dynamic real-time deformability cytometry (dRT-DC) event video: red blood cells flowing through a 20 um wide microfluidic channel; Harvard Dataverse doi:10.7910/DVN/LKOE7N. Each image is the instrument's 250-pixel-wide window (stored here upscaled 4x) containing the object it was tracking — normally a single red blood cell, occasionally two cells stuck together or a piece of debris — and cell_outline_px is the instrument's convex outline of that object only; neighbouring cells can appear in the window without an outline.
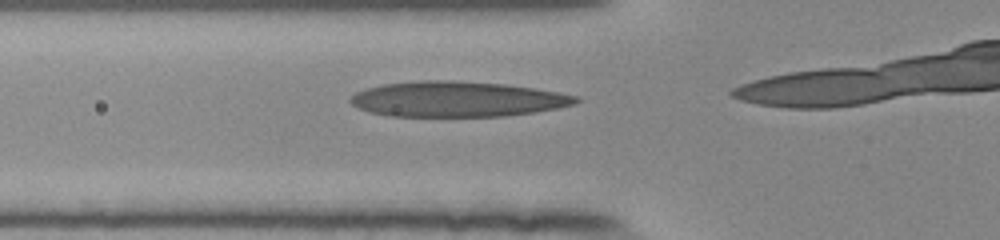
{"species": "human", "species_latin": "Homo sapiens", "temperature_condition": "room temperature", "stored_images_in_passage": 12, "camera_frame_rate_fps": 3000, "um_per_image_px": 0.085, "donor": {"sex": "female"}, "frame": {"image": 1, "passage_image": 8, "time_ms": 2.333, "image_size_px": [1000, 240], "cell_outline_px": [[580, 100], [576, 104], [556, 108], [532, 112], [504, 116], [388, 116], [356, 108], [348, 100], [356, 92], [364, 88], [384, 84], [424, 80], [452, 80], [504, 84], [532, 88], [580, 96]], "centroid_in_image_um": [38.83, 8.42], "position_along_channel_um": 87.0, "area_um2": 46.36}}
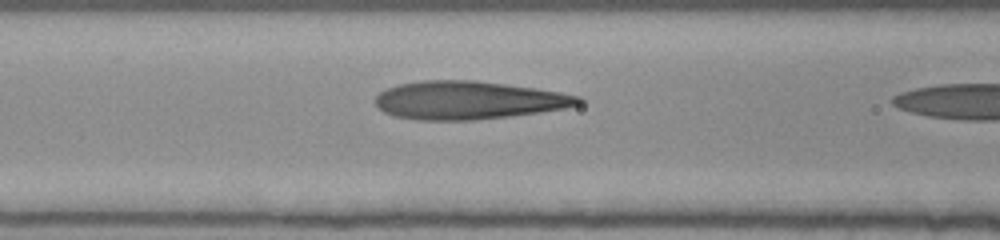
{"frame": {"image": 2, "passage_image": 11, "time_ms": 3.333, "image_size_px": [1000, 240], "cell_outline_px": [[584, 100], [580, 104], [564, 108], [540, 112], [508, 116], [472, 120], [416, 120], [392, 116], [384, 112], [376, 104], [376, 96], [380, 92], [388, 88], [400, 84], [424, 80], [476, 80], [536, 88], [560, 92], [580, 96]], "centroid_in_image_um": [39.82, 8.52], "position_along_channel_um": 126.8, "area_um2": 45.08}}